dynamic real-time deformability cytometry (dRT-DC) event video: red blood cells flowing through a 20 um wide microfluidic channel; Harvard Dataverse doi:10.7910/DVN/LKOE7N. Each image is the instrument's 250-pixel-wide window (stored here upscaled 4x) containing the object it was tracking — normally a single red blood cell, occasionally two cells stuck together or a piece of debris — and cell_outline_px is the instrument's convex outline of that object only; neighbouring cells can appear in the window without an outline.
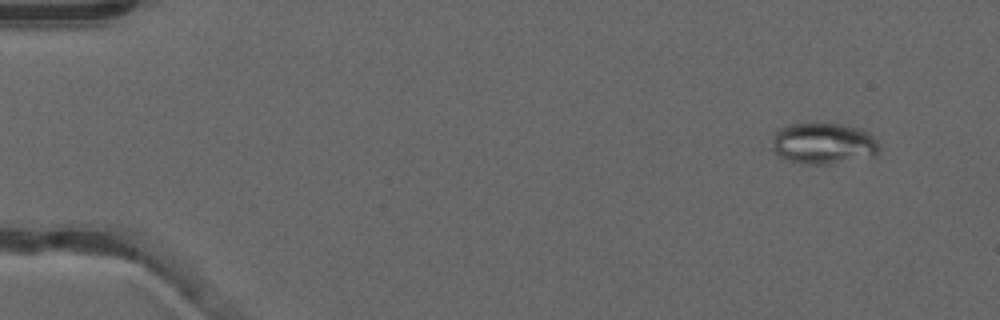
{"species": "common noctule bat (a hibernating species)", "species_latin": "Nyctalus noctula", "temperature_condition": "warm", "stored_images_in_passage": 48, "camera_frame_rate_fps": 3000, "um_per_image_px": 0.085, "animal": {"sex": "male", "forearm_length_mm": 52.5}, "frame": {"image": 1, "passage_image": 1, "time_ms": 0.0, "image_size_px": [1000, 320], "cell_outline_px": [[880, 152], [876, 156], [832, 164], [800, 164], [776, 156], [772, 152], [772, 136], [780, 128], [788, 124], [848, 124], [860, 128], [868, 132], [880, 144]], "centroid_in_image_um": [70.0, 12.21], "position_along_channel_um": 15.0, "area_um2": 26.36}}
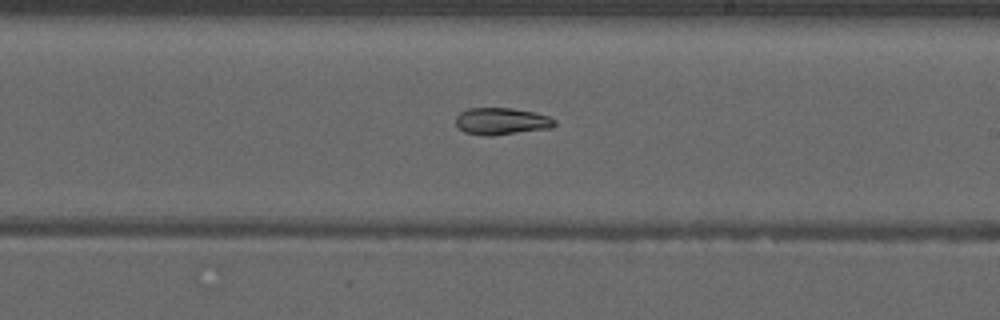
{"frame": {"image": 2, "passage_image": 28, "time_ms": 9.0, "image_size_px": [1000, 320], "cell_outline_px": [[556, 124], [552, 128], [492, 136], [484, 136], [464, 132], [456, 124], [456, 116], [460, 112], [468, 108], [512, 108], [532, 112], [548, 116], [556, 120]], "centroid_in_image_um": [42.63, 10.31], "position_along_channel_um": 246.4, "area_um2": 15.61}}
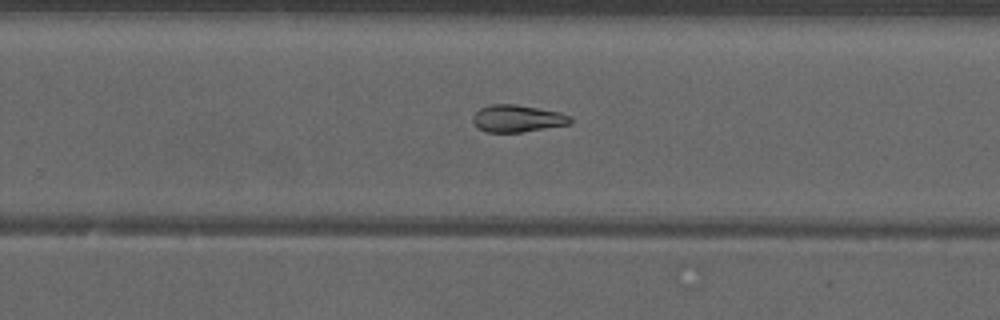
{"frame": {"image": 3, "passage_image": 31, "time_ms": 10.0, "image_size_px": [1000, 320], "cell_outline_px": [[572, 120], [568, 124], [520, 132], [488, 132], [476, 128], [472, 120], [472, 116], [480, 108], [488, 104], [516, 104], [560, 112], [572, 116]], "centroid_in_image_um": [43.93, 10.06], "position_along_channel_um": 285.9, "area_um2": 15.43}}